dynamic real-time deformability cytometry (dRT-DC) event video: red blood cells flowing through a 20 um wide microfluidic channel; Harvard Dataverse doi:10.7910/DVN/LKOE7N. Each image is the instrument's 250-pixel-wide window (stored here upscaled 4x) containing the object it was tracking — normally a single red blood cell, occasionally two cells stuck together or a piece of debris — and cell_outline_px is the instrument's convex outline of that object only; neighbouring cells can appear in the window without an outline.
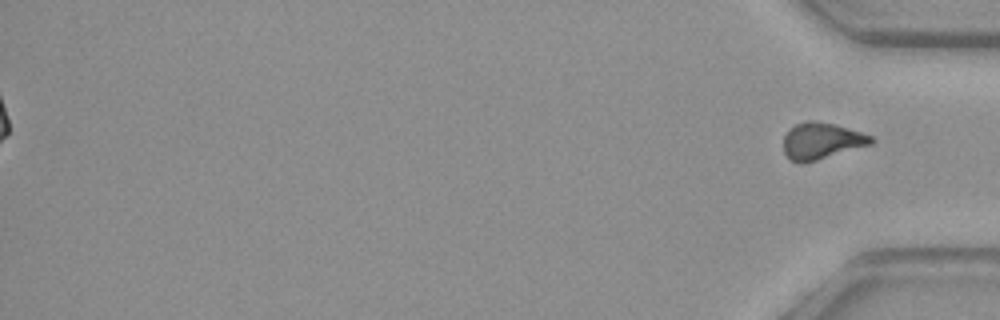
{"species": "common noctule bat (a hibernating species)", "species_latin": "Nyctalus noctula", "temperature_condition": "warm", "stored_images_in_passage": 51, "segment_of_instrument_passage": [2, 2], "camera_frame_rate_fps": 3000, "um_per_image_px": 0.085, "animal": {"sex": "female", "body_mass_g": 29.2, "forearm_length_mm": 56.3}, "frame": {"image": 1, "passage_image": 51, "time_ms": 16.667, "image_size_px": [1000, 320], "cell_outline_px": [[876, 140], [872, 144], [804, 164], [800, 164], [792, 160], [784, 152], [784, 136], [796, 124], [808, 120], [812, 120], [832, 124], [860, 132], [872, 136]], "centroid_in_image_um": [69.84, 12.0], "position_along_channel_um": 365.4, "area_um2": 18.44}}